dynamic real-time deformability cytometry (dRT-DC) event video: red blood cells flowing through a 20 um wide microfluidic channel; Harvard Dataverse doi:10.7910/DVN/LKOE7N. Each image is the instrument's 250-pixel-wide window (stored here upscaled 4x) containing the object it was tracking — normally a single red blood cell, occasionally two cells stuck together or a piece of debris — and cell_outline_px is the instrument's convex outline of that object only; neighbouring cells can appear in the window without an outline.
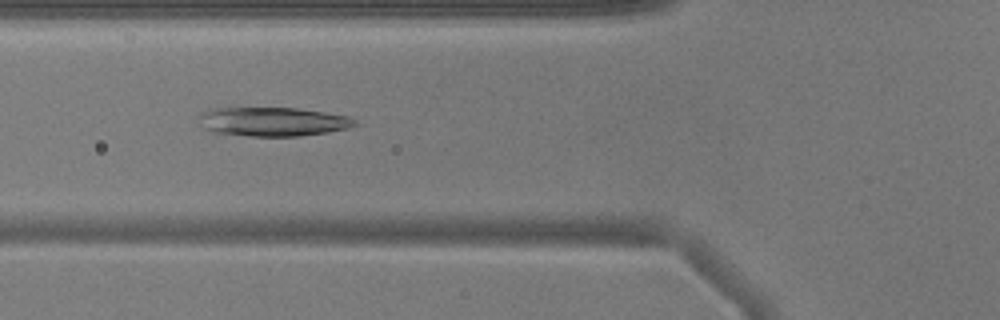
{"species": "common noctule bat (a hibernating species)", "species_latin": "Nyctalus noctula", "temperature_condition": "warm", "stored_images_in_passage": 53, "camera_frame_rate_fps": 3000, "um_per_image_px": 0.085, "animal": {"sex": "male", "body_mass_g": 17.9}, "frame": {"image": 1, "passage_image": 19, "time_ms": 6.0, "image_size_px": [1000, 320], "cell_outline_px": [[360, 124], [348, 128], [328, 132], [300, 136], [248, 136], [212, 132], [204, 128], [200, 116], [200, 112], [208, 108], [296, 108], [324, 112], [348, 116], [356, 120]], "centroid_in_image_um": [23.21, 10.34], "position_along_channel_um": 102.6, "area_um2": 26.41}}
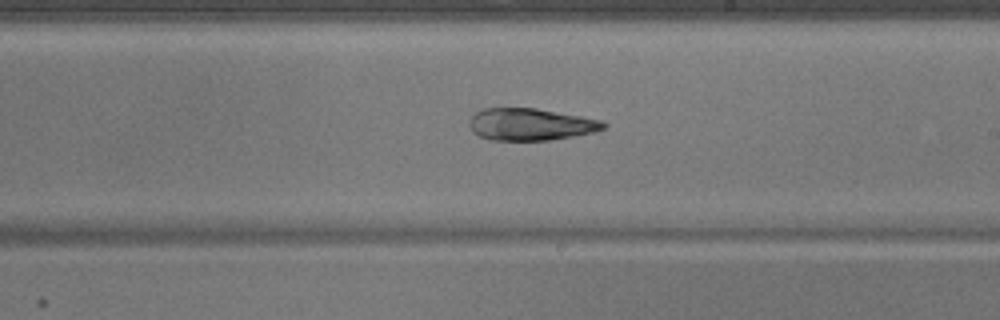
{"frame": {"image": 2, "passage_image": 30, "time_ms": 9.667, "image_size_px": [1000, 320], "cell_outline_px": [[608, 124], [604, 128], [592, 132], [552, 140], [488, 140], [472, 132], [468, 124], [468, 120], [480, 108], [536, 108], [580, 116], [600, 120]], "centroid_in_image_um": [45.03, 10.57], "position_along_channel_um": 244.0, "area_um2": 25.09}}
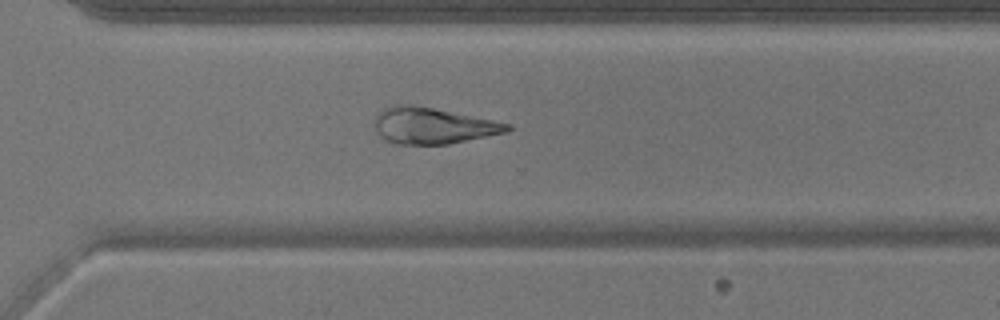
{"frame": {"image": 3, "passage_image": 37, "time_ms": 12.0, "image_size_px": [1000, 320], "cell_outline_px": [[512, 128], [508, 132], [448, 144], [400, 144], [388, 140], [380, 136], [376, 132], [376, 116], [384, 108], [392, 104], [408, 104], [432, 108], [512, 124]], "centroid_in_image_um": [36.8, 10.68], "position_along_channel_um": 333.8, "area_um2": 27.63}}